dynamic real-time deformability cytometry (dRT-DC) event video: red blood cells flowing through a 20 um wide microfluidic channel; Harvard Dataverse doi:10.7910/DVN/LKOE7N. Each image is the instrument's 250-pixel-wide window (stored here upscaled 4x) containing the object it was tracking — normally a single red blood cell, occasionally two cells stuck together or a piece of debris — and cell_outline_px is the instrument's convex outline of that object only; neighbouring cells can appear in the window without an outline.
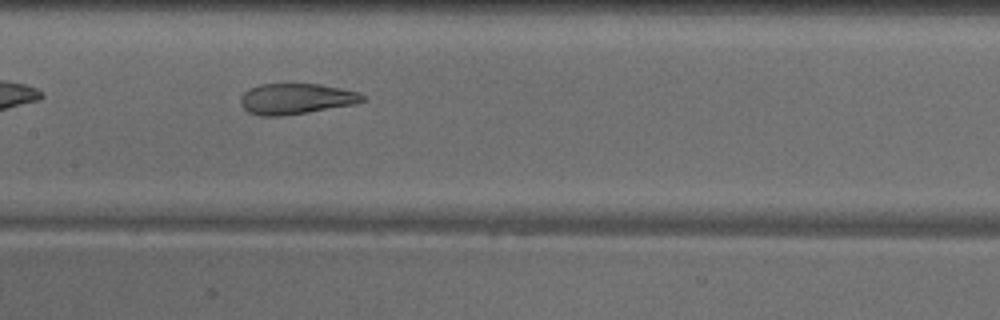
{"species": "common noctule bat (a hibernating species)", "species_latin": "Nyctalus noctula", "temperature_condition": "warm", "stored_images_in_passage": 30, "camera_frame_rate_fps": 3000, "um_per_image_px": 0.085, "animal": {"sex": "male", "body_mass_g": 18.8}, "frame": {"image": 1, "passage_image": 9, "time_ms": 2.667, "image_size_px": [1000, 320], "cell_outline_px": [[364, 100], [356, 104], [280, 116], [260, 116], [248, 112], [240, 104], [240, 96], [244, 92], [260, 84], [320, 84], [340, 88], [356, 92], [364, 96]], "centroid_in_image_um": [25.12, 8.4], "position_along_channel_um": 182.3, "area_um2": 21.62}}
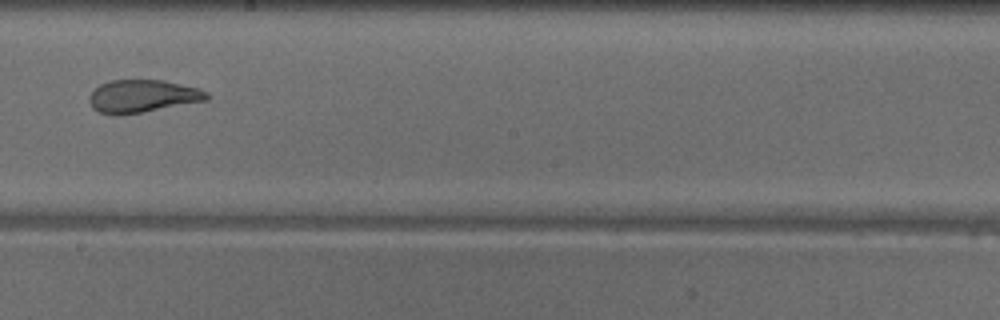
{"frame": {"image": 2, "passage_image": 13, "time_ms": 4.0, "image_size_px": [1000, 320], "cell_outline_px": [[208, 100], [120, 116], [112, 116], [100, 112], [92, 108], [88, 100], [88, 96], [100, 84], [112, 80], [164, 80], [200, 88], [208, 92]], "centroid_in_image_um": [12.1, 8.18], "position_along_channel_um": 236.1, "area_um2": 22.6}}
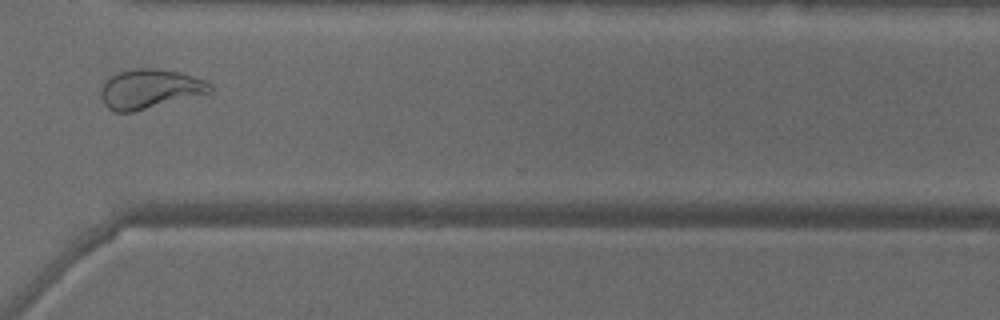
{"frame": {"image": 3, "passage_image": 22, "time_ms": 7.0, "image_size_px": [1000, 320], "cell_outline_px": [[212, 92], [132, 112], [112, 112], [104, 104], [100, 96], [100, 92], [104, 80], [120, 72], [136, 68], [160, 68], [180, 72], [204, 80], [212, 84]], "centroid_in_image_um": [12.71, 7.55], "position_along_channel_um": 357.9, "area_um2": 25.09}}